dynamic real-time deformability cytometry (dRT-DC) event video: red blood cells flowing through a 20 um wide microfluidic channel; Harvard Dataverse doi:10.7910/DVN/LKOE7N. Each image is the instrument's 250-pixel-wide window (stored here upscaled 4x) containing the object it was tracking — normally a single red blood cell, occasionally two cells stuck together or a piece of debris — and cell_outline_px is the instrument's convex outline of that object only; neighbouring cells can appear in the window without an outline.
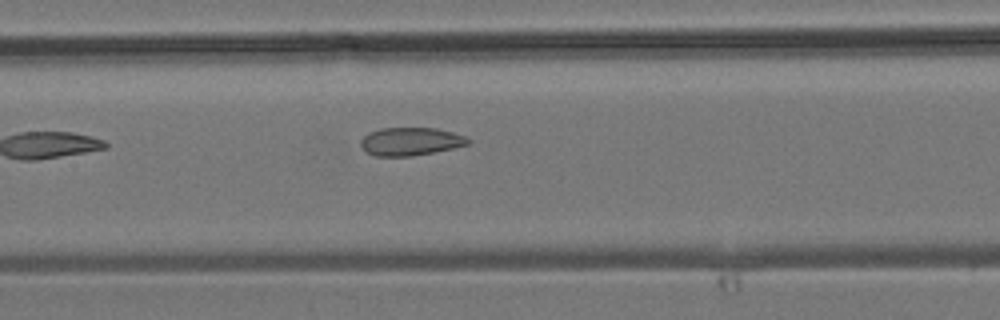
{"species": "common noctule bat (a hibernating species)", "species_latin": "Nyctalus noctula", "temperature_condition": "room temperature", "stored_images_in_passage": 7, "camera_frame_rate_fps": 3000, "um_per_image_px": 0.085, "animal": {"sex": "male", "body_mass_g": 19.2, "forearm_length_mm": 51.8}, "frame": {"image": 1, "passage_image": 7, "time_ms": 7.0, "image_size_px": [1000, 320], "cell_outline_px": [[472, 140], [468, 144], [452, 148], [412, 156], [376, 156], [368, 152], [360, 144], [360, 140], [368, 132], [380, 128], [436, 128], [452, 132], [464, 136]], "centroid_in_image_um": [34.88, 12.01], "position_along_channel_um": 172.5, "area_um2": 17.4}}